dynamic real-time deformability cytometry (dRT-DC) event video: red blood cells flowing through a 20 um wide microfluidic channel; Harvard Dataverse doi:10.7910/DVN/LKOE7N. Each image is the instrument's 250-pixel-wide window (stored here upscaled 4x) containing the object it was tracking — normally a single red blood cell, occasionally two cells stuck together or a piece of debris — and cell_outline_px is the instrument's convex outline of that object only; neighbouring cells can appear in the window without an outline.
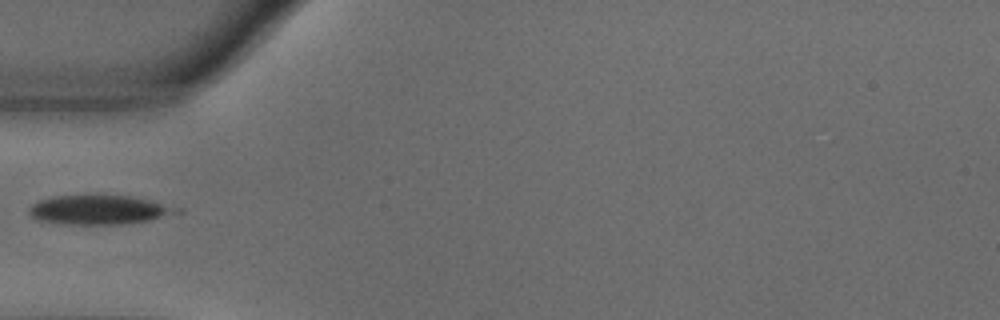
{"species": "common noctule bat (a hibernating species)", "species_latin": "Nyctalus noctula", "temperature_condition": "warm", "stored_images_in_passage": 36, "camera_frame_rate_fps": 3000, "um_per_image_px": 0.085, "animal": {"sex": "male", "body_mass_g": 18.8}, "frame": {"image": 1, "passage_image": 1, "time_ms": 0.0, "image_size_px": [1000, 320], "cell_outline_px": [[184, 212], [148, 220], [124, 224], [72, 224], [40, 220], [32, 216], [28, 212], [28, 208], [32, 204], [40, 200], [52, 196], [132, 196], [184, 208]], "centroid_in_image_um": [8.5, 17.83], "position_along_channel_um": 76.5, "area_um2": 24.97}}
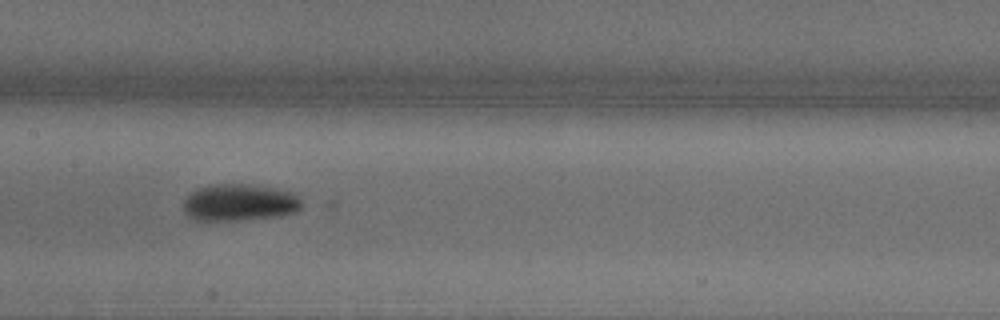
{"frame": {"image": 2, "passage_image": 10, "time_ms": 3.0, "image_size_px": [1000, 320], "cell_outline_px": [[300, 208], [296, 212], [280, 216], [236, 220], [196, 220], [188, 216], [184, 212], [184, 200], [196, 188], [212, 184], [256, 184], [280, 188], [292, 192], [300, 200]], "centroid_in_image_um": [20.36, 17.19], "position_along_channel_um": 187.0, "area_um2": 25.61}}
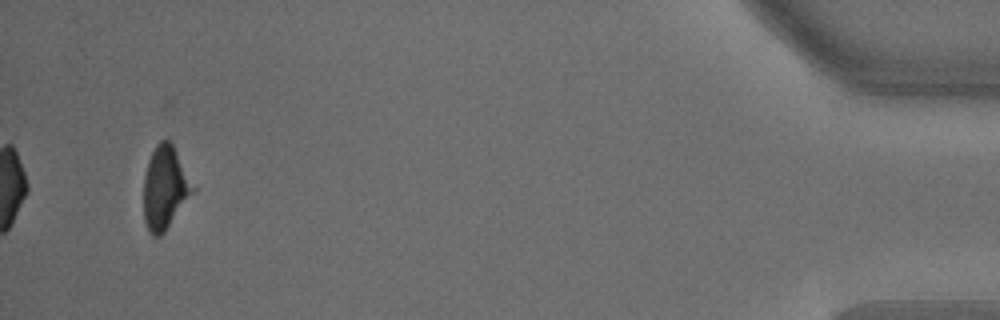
{"frame": {"image": 3, "passage_image": 36, "time_ms": 11.667, "image_size_px": [1000, 320], "cell_outline_px": [[196, 188], [164, 232], [160, 236], [152, 236], [148, 232], [144, 220], [144, 176], [148, 160], [156, 144], [160, 140], [168, 140], [172, 144]], "centroid_in_image_um": [14.0, 15.96], "position_along_channel_um": 421.2, "area_um2": 23.52}}